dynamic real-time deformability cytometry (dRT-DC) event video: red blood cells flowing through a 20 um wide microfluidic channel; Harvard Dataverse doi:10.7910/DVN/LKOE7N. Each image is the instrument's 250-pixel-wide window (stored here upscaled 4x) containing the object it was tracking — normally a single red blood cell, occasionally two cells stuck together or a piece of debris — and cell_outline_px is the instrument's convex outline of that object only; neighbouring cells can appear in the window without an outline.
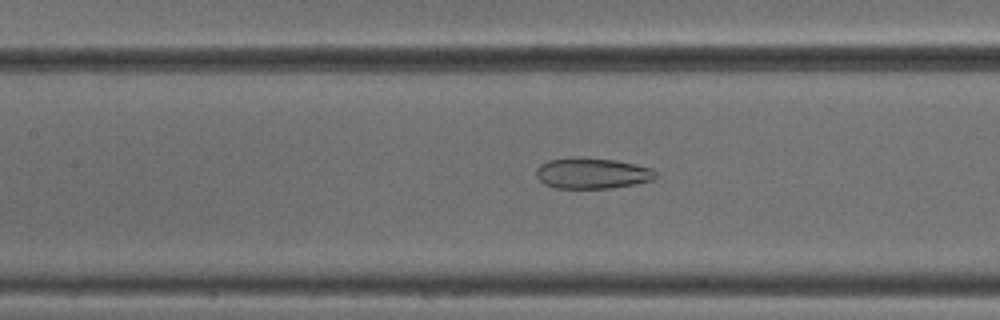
{"species": "common noctule bat (a hibernating species)", "species_latin": "Nyctalus noctula", "temperature_condition": "cold", "stored_images_in_passage": 43, "camera_frame_rate_fps": 3000, "um_per_image_px": 0.085, "animal": {"sex": "male", "body_mass_g": 18.8}, "frame": {"image": 1, "passage_image": 15, "time_ms": 4.667, "image_size_px": [1000, 320], "cell_outline_px": [[656, 176], [652, 180], [612, 188], [556, 188], [544, 184], [536, 176], [536, 168], [540, 164], [548, 160], [616, 160], [636, 164], [652, 168], [656, 172]], "centroid_in_image_um": [50.35, 14.77], "position_along_channel_um": 157.1, "area_um2": 20.63}}
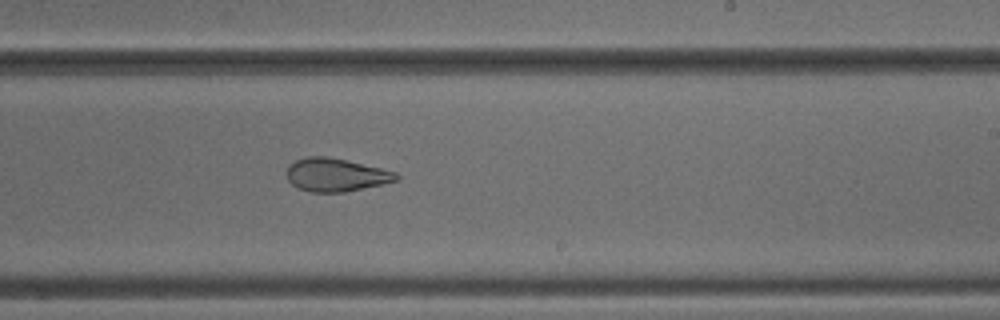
{"frame": {"image": 2, "passage_image": 23, "time_ms": 7.333, "image_size_px": [1000, 320], "cell_outline_px": [[400, 176], [396, 180], [384, 184], [344, 192], [308, 192], [296, 188], [288, 180], [288, 168], [296, 160], [308, 156], [328, 156], [380, 168], [396, 172]], "centroid_in_image_um": [28.55, 14.87], "position_along_channel_um": 260.5, "area_um2": 21.04}}
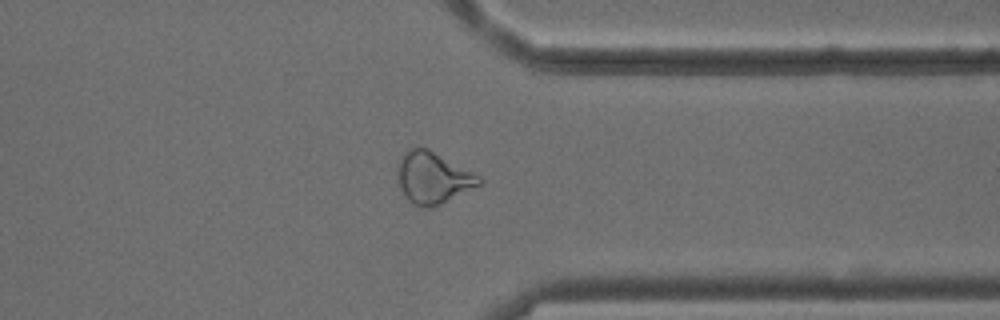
{"frame": {"image": 3, "passage_image": 32, "time_ms": 10.333, "image_size_px": [1000, 320], "cell_outline_px": [[484, 180], [480, 184], [432, 208], [420, 208], [408, 200], [400, 188], [396, 168], [404, 152], [412, 148], [428, 148], [480, 176]], "centroid_in_image_um": [36.77, 15.12], "position_along_channel_um": 374.6, "area_um2": 24.28}}